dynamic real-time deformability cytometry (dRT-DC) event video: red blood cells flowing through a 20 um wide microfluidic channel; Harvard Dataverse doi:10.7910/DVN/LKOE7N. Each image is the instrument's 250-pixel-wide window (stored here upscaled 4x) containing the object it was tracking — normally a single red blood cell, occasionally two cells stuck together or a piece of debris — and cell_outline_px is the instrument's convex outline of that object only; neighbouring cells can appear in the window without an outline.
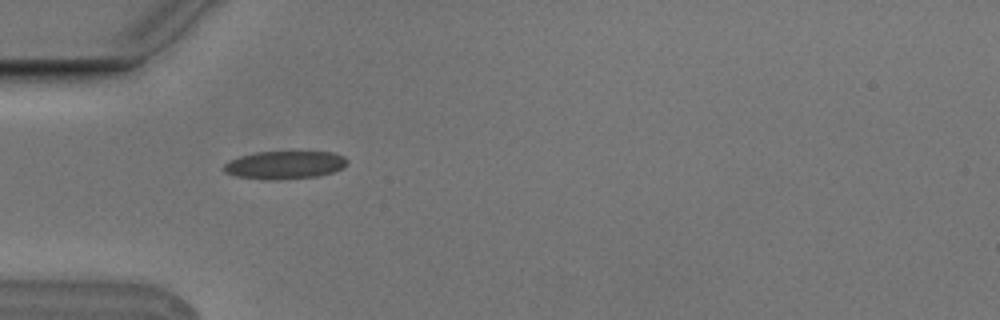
{"species": "Egyptian fruit bat (a non-hibernating species)", "species_latin": "Rousettus aegyptiacus", "temperature_condition": "cold", "stored_images_in_passage": 2, "camera_frame_rate_fps": 3000, "um_per_image_px": 0.085, "animal": {"sex": "male"}, "frame": {"image": 1, "passage_image": 1, "time_ms": 0.0, "image_size_px": [1000, 320], "cell_outline_px": [[348, 160], [344, 168], [332, 172], [316, 176], [276, 180], [264, 180], [236, 176], [224, 172], [224, 164], [240, 156], [256, 152], [332, 152], [344, 156]], "centroid_in_image_um": [24.21, 14.02], "position_along_channel_um": 60.8, "area_um2": 20.06}}